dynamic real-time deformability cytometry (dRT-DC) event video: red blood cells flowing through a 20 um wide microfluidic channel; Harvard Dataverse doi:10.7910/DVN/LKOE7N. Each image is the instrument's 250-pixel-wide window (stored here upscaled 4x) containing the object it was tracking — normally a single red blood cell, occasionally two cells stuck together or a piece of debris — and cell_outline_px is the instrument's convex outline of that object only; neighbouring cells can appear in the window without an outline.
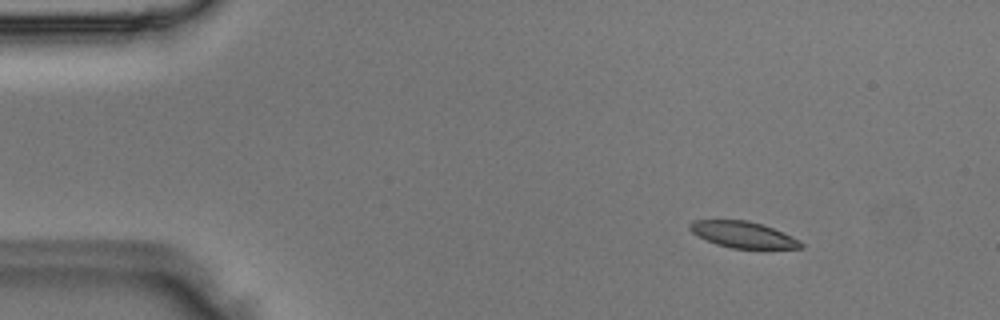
{"species": "Egyptian fruit bat (a non-hibernating species)", "species_latin": "Rousettus aegyptiacus", "temperature_condition": "room temperature", "stored_images_in_passage": 7, "camera_frame_rate_fps": 3000, "um_per_image_px": 0.085, "animal": {"sex": "male"}, "frame": {"image": 1, "passage_image": 2, "time_ms": 0.333, "image_size_px": [1000, 320], "cell_outline_px": [[804, 248], [732, 248], [716, 244], [692, 232], [688, 228], [688, 224], [692, 220], [748, 220], [764, 224], [792, 236], [800, 240], [804, 244]], "centroid_in_image_um": [63.18, 19.93], "position_along_channel_um": 21.8, "area_um2": 16.99}}
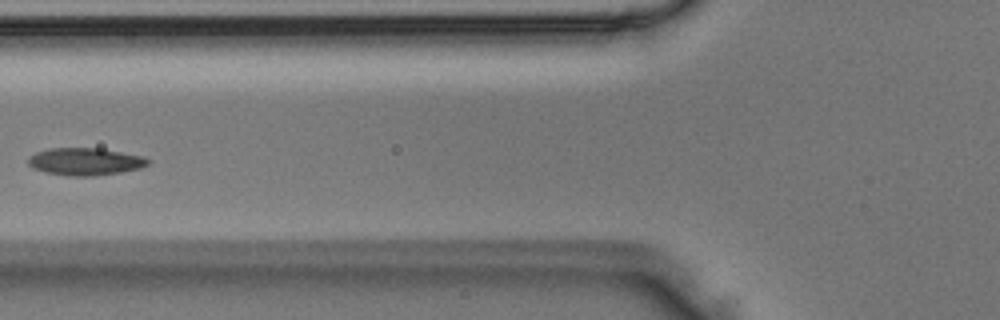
{"frame": {"image": 2, "passage_image": 5, "time_ms": 1.333, "image_size_px": [1000, 320], "cell_outline_px": [[152, 160], [148, 164], [140, 168], [120, 172], [92, 176], [68, 176], [48, 172], [32, 168], [28, 164], [28, 156], [36, 152], [48, 148], [100, 148], [144, 156]], "centroid_in_image_um": [7.24, 13.72], "position_along_channel_um": 118.6, "area_um2": 19.19}}
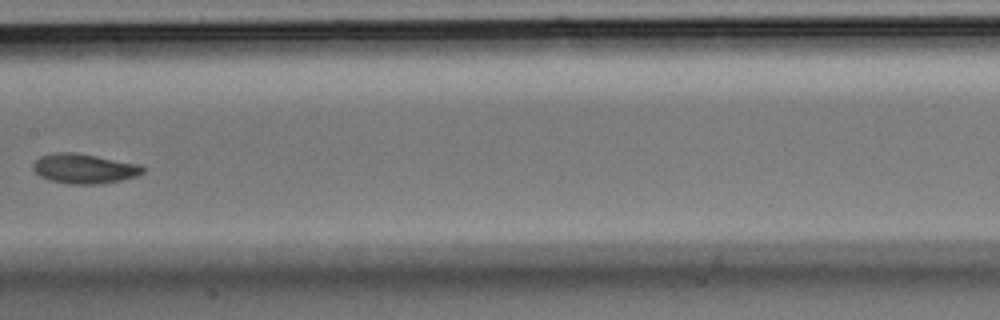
{"frame": {"image": 3, "passage_image": 7, "time_ms": 2.0, "image_size_px": [1000, 320], "cell_outline_px": [[144, 172], [136, 176], [104, 184], [68, 184], [48, 180], [40, 176], [32, 168], [32, 164], [40, 156], [56, 152], [76, 152], [140, 164], [144, 168]], "centroid_in_image_um": [7.14, 14.33], "position_along_channel_um": 200.3, "area_um2": 19.19}}